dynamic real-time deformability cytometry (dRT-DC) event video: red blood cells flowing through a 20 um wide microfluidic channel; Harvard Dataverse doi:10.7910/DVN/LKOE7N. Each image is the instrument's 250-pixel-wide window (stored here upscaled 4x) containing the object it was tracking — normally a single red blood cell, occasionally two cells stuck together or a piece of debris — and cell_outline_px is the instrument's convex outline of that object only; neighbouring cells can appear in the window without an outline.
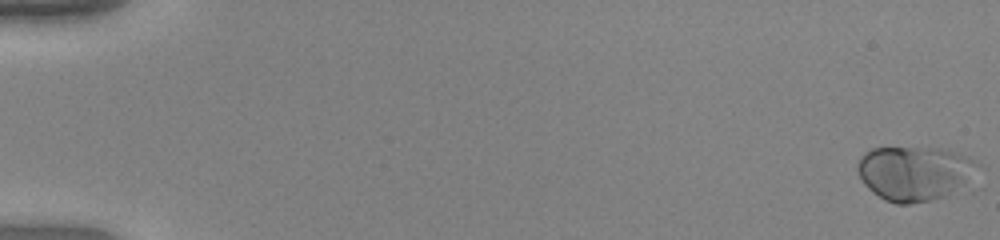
{"species": "human", "species_latin": "Homo sapiens", "temperature_condition": "warm", "stored_images_in_passage": 53, "camera_frame_rate_fps": 3000, "um_per_image_px": 0.085, "donor": {"sex": "female"}, "frame": {"image": 1, "passage_image": 1, "time_ms": 0.0, "image_size_px": [1000, 240], "cell_outline_px": [[980, 164], [964, 180], [944, 196], [932, 200], [908, 204], [896, 204], [884, 200], [872, 192], [864, 184], [856, 168], [856, 164], [860, 156], [864, 152], [872, 148], [948, 148], [968, 156], [976, 160]], "centroid_in_image_um": [77.64, 14.69], "position_along_channel_um": 7.4, "area_um2": 37.69}}
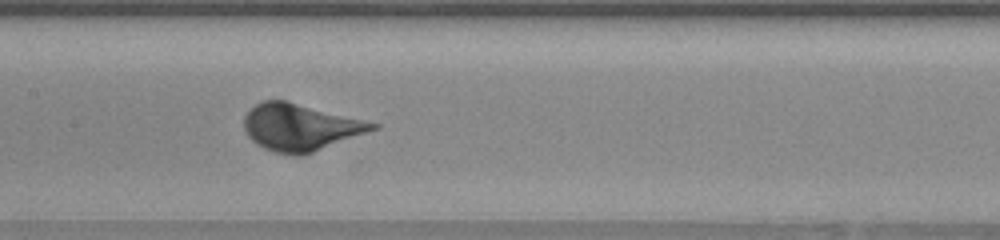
{"frame": {"image": 2, "passage_image": 28, "time_ms": 9.0, "image_size_px": [1000, 240], "cell_outline_px": [[380, 128], [312, 152], [300, 156], [292, 156], [276, 152], [264, 148], [256, 144], [248, 136], [244, 128], [244, 116], [256, 104], [264, 100], [284, 100], [380, 124]], "centroid_in_image_um": [25.51, 10.82], "position_along_channel_um": 181.9, "area_um2": 34.74}}
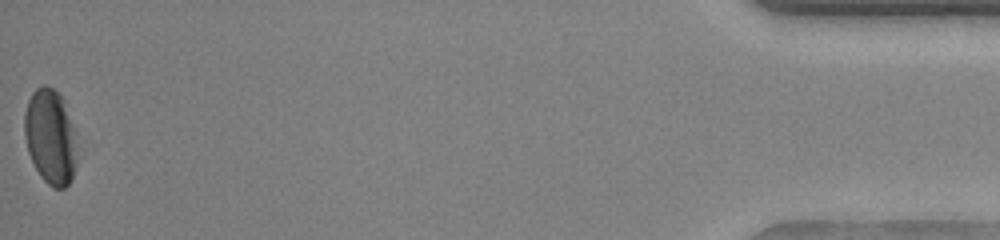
{"frame": {"image": 3, "passage_image": 53, "time_ms": 17.333, "image_size_px": [1000, 240], "cell_outline_px": [[76, 168], [68, 184], [64, 188], [52, 188], [40, 176], [28, 152], [24, 136], [24, 112], [28, 100], [32, 92], [36, 88], [44, 84], [52, 88], [64, 100], [72, 124], [76, 160]], "centroid_in_image_um": [4.25, 11.62], "position_along_channel_um": 430.9, "area_um2": 28.9}}